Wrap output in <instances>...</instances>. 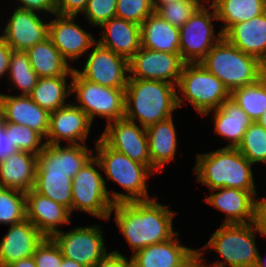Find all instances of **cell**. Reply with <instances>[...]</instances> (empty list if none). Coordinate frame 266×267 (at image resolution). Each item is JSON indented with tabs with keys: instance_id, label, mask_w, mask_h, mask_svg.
I'll return each instance as SVG.
<instances>
[{
	"instance_id": "d6986e66",
	"label": "cell",
	"mask_w": 266,
	"mask_h": 267,
	"mask_svg": "<svg viewBox=\"0 0 266 267\" xmlns=\"http://www.w3.org/2000/svg\"><path fill=\"white\" fill-rule=\"evenodd\" d=\"M216 191V192H215ZM204 200L226 216L222 224H246L254 222L257 192L238 188H216Z\"/></svg>"
},
{
	"instance_id": "cb8c5ba5",
	"label": "cell",
	"mask_w": 266,
	"mask_h": 267,
	"mask_svg": "<svg viewBox=\"0 0 266 267\" xmlns=\"http://www.w3.org/2000/svg\"><path fill=\"white\" fill-rule=\"evenodd\" d=\"M223 37L266 66V12L246 22L232 25Z\"/></svg>"
},
{
	"instance_id": "d6a6232c",
	"label": "cell",
	"mask_w": 266,
	"mask_h": 267,
	"mask_svg": "<svg viewBox=\"0 0 266 267\" xmlns=\"http://www.w3.org/2000/svg\"><path fill=\"white\" fill-rule=\"evenodd\" d=\"M33 190L64 205L71 212L72 178H69L65 172L36 171Z\"/></svg>"
},
{
	"instance_id": "4fadbf2b",
	"label": "cell",
	"mask_w": 266,
	"mask_h": 267,
	"mask_svg": "<svg viewBox=\"0 0 266 267\" xmlns=\"http://www.w3.org/2000/svg\"><path fill=\"white\" fill-rule=\"evenodd\" d=\"M184 64L180 53L141 47L128 61L129 78L160 80L177 86Z\"/></svg>"
},
{
	"instance_id": "484cf974",
	"label": "cell",
	"mask_w": 266,
	"mask_h": 267,
	"mask_svg": "<svg viewBox=\"0 0 266 267\" xmlns=\"http://www.w3.org/2000/svg\"><path fill=\"white\" fill-rule=\"evenodd\" d=\"M214 123V133L221 136L228 144L224 147L237 148L242 142L244 133L254 122L231 98L225 100L217 109L205 113Z\"/></svg>"
},
{
	"instance_id": "836d02e7",
	"label": "cell",
	"mask_w": 266,
	"mask_h": 267,
	"mask_svg": "<svg viewBox=\"0 0 266 267\" xmlns=\"http://www.w3.org/2000/svg\"><path fill=\"white\" fill-rule=\"evenodd\" d=\"M230 98L253 120L266 111V74L256 83L233 90Z\"/></svg>"
},
{
	"instance_id": "1f68e13d",
	"label": "cell",
	"mask_w": 266,
	"mask_h": 267,
	"mask_svg": "<svg viewBox=\"0 0 266 267\" xmlns=\"http://www.w3.org/2000/svg\"><path fill=\"white\" fill-rule=\"evenodd\" d=\"M68 76L42 77L38 79L37 85L28 95L42 109L49 113L67 105L66 98L71 95V82Z\"/></svg>"
},
{
	"instance_id": "e575fe53",
	"label": "cell",
	"mask_w": 266,
	"mask_h": 267,
	"mask_svg": "<svg viewBox=\"0 0 266 267\" xmlns=\"http://www.w3.org/2000/svg\"><path fill=\"white\" fill-rule=\"evenodd\" d=\"M7 77L9 84L21 92L18 95L27 96L37 85L39 79L25 51H12Z\"/></svg>"
},
{
	"instance_id": "2e32d148",
	"label": "cell",
	"mask_w": 266,
	"mask_h": 267,
	"mask_svg": "<svg viewBox=\"0 0 266 267\" xmlns=\"http://www.w3.org/2000/svg\"><path fill=\"white\" fill-rule=\"evenodd\" d=\"M92 122L87 114L73 101L50 113L46 144H85Z\"/></svg>"
},
{
	"instance_id": "f5cc1de1",
	"label": "cell",
	"mask_w": 266,
	"mask_h": 267,
	"mask_svg": "<svg viewBox=\"0 0 266 267\" xmlns=\"http://www.w3.org/2000/svg\"><path fill=\"white\" fill-rule=\"evenodd\" d=\"M172 1H175V0H152V5H153V8H154V11L160 6V5H163L165 3H169V2H172Z\"/></svg>"
},
{
	"instance_id": "7a4b0ae2",
	"label": "cell",
	"mask_w": 266,
	"mask_h": 267,
	"mask_svg": "<svg viewBox=\"0 0 266 267\" xmlns=\"http://www.w3.org/2000/svg\"><path fill=\"white\" fill-rule=\"evenodd\" d=\"M177 108V86L160 80L128 78L125 119L147 128L172 117Z\"/></svg>"
},
{
	"instance_id": "3957f363",
	"label": "cell",
	"mask_w": 266,
	"mask_h": 267,
	"mask_svg": "<svg viewBox=\"0 0 266 267\" xmlns=\"http://www.w3.org/2000/svg\"><path fill=\"white\" fill-rule=\"evenodd\" d=\"M252 166L237 148L222 147L196 154L192 170L196 181L209 190L226 187L256 192Z\"/></svg>"
},
{
	"instance_id": "f6af8a7d",
	"label": "cell",
	"mask_w": 266,
	"mask_h": 267,
	"mask_svg": "<svg viewBox=\"0 0 266 267\" xmlns=\"http://www.w3.org/2000/svg\"><path fill=\"white\" fill-rule=\"evenodd\" d=\"M4 115L0 106V163L6 160L10 155L17 153L19 150L13 147L10 140V133L5 130Z\"/></svg>"
},
{
	"instance_id": "9a60e30c",
	"label": "cell",
	"mask_w": 266,
	"mask_h": 267,
	"mask_svg": "<svg viewBox=\"0 0 266 267\" xmlns=\"http://www.w3.org/2000/svg\"><path fill=\"white\" fill-rule=\"evenodd\" d=\"M54 16L49 19L48 37L68 63L82 57L97 42L92 33L76 23V16Z\"/></svg>"
},
{
	"instance_id": "f907efd6",
	"label": "cell",
	"mask_w": 266,
	"mask_h": 267,
	"mask_svg": "<svg viewBox=\"0 0 266 267\" xmlns=\"http://www.w3.org/2000/svg\"><path fill=\"white\" fill-rule=\"evenodd\" d=\"M6 267H37L33 256L8 264Z\"/></svg>"
},
{
	"instance_id": "ac0fdd59",
	"label": "cell",
	"mask_w": 266,
	"mask_h": 267,
	"mask_svg": "<svg viewBox=\"0 0 266 267\" xmlns=\"http://www.w3.org/2000/svg\"><path fill=\"white\" fill-rule=\"evenodd\" d=\"M26 195V218L35 225L44 237L52 238L62 225L71 224L70 210L33 189Z\"/></svg>"
},
{
	"instance_id": "7c38bea8",
	"label": "cell",
	"mask_w": 266,
	"mask_h": 267,
	"mask_svg": "<svg viewBox=\"0 0 266 267\" xmlns=\"http://www.w3.org/2000/svg\"><path fill=\"white\" fill-rule=\"evenodd\" d=\"M92 48L85 54L87 57L83 70H74L90 82L105 87L126 88L129 78L128 60L98 42Z\"/></svg>"
},
{
	"instance_id": "ee69618b",
	"label": "cell",
	"mask_w": 266,
	"mask_h": 267,
	"mask_svg": "<svg viewBox=\"0 0 266 267\" xmlns=\"http://www.w3.org/2000/svg\"><path fill=\"white\" fill-rule=\"evenodd\" d=\"M88 0H56V14L62 16H78L83 13Z\"/></svg>"
},
{
	"instance_id": "ab89813d",
	"label": "cell",
	"mask_w": 266,
	"mask_h": 267,
	"mask_svg": "<svg viewBox=\"0 0 266 267\" xmlns=\"http://www.w3.org/2000/svg\"><path fill=\"white\" fill-rule=\"evenodd\" d=\"M153 12L152 0H117V18L141 25Z\"/></svg>"
},
{
	"instance_id": "ffe728a7",
	"label": "cell",
	"mask_w": 266,
	"mask_h": 267,
	"mask_svg": "<svg viewBox=\"0 0 266 267\" xmlns=\"http://www.w3.org/2000/svg\"><path fill=\"white\" fill-rule=\"evenodd\" d=\"M94 153L86 144H46L37 157L36 171L65 172L73 178Z\"/></svg>"
},
{
	"instance_id": "d590c367",
	"label": "cell",
	"mask_w": 266,
	"mask_h": 267,
	"mask_svg": "<svg viewBox=\"0 0 266 267\" xmlns=\"http://www.w3.org/2000/svg\"><path fill=\"white\" fill-rule=\"evenodd\" d=\"M26 219L24 192L0 187V224L13 225Z\"/></svg>"
},
{
	"instance_id": "816d5d0a",
	"label": "cell",
	"mask_w": 266,
	"mask_h": 267,
	"mask_svg": "<svg viewBox=\"0 0 266 267\" xmlns=\"http://www.w3.org/2000/svg\"><path fill=\"white\" fill-rule=\"evenodd\" d=\"M60 267H86L74 260L67 259L63 257L62 263Z\"/></svg>"
},
{
	"instance_id": "5bb4252c",
	"label": "cell",
	"mask_w": 266,
	"mask_h": 267,
	"mask_svg": "<svg viewBox=\"0 0 266 267\" xmlns=\"http://www.w3.org/2000/svg\"><path fill=\"white\" fill-rule=\"evenodd\" d=\"M100 138L112 149L147 166L154 174L150 160L146 128L125 118L106 123Z\"/></svg>"
},
{
	"instance_id": "e0dca14e",
	"label": "cell",
	"mask_w": 266,
	"mask_h": 267,
	"mask_svg": "<svg viewBox=\"0 0 266 267\" xmlns=\"http://www.w3.org/2000/svg\"><path fill=\"white\" fill-rule=\"evenodd\" d=\"M13 10L0 34L13 51H26L48 37L49 21L39 13L17 7Z\"/></svg>"
},
{
	"instance_id": "83f0119b",
	"label": "cell",
	"mask_w": 266,
	"mask_h": 267,
	"mask_svg": "<svg viewBox=\"0 0 266 267\" xmlns=\"http://www.w3.org/2000/svg\"><path fill=\"white\" fill-rule=\"evenodd\" d=\"M146 134L152 168L156 172H163V167L174 160L178 149L173 116L147 127Z\"/></svg>"
},
{
	"instance_id": "7402d4cb",
	"label": "cell",
	"mask_w": 266,
	"mask_h": 267,
	"mask_svg": "<svg viewBox=\"0 0 266 267\" xmlns=\"http://www.w3.org/2000/svg\"><path fill=\"white\" fill-rule=\"evenodd\" d=\"M0 106L6 122L25 125L40 133L44 139L46 138L50 113L42 109L29 96L0 93Z\"/></svg>"
},
{
	"instance_id": "f1b7e54d",
	"label": "cell",
	"mask_w": 266,
	"mask_h": 267,
	"mask_svg": "<svg viewBox=\"0 0 266 267\" xmlns=\"http://www.w3.org/2000/svg\"><path fill=\"white\" fill-rule=\"evenodd\" d=\"M25 52L28 54L32 69L39 78L73 76V66L63 58L49 37Z\"/></svg>"
},
{
	"instance_id": "4316f807",
	"label": "cell",
	"mask_w": 266,
	"mask_h": 267,
	"mask_svg": "<svg viewBox=\"0 0 266 267\" xmlns=\"http://www.w3.org/2000/svg\"><path fill=\"white\" fill-rule=\"evenodd\" d=\"M37 157L18 151L0 163V187L22 191L33 189L37 170Z\"/></svg>"
},
{
	"instance_id": "8992f818",
	"label": "cell",
	"mask_w": 266,
	"mask_h": 267,
	"mask_svg": "<svg viewBox=\"0 0 266 267\" xmlns=\"http://www.w3.org/2000/svg\"><path fill=\"white\" fill-rule=\"evenodd\" d=\"M260 233L254 223L222 224L202 247L220 255L221 260L207 267H256L259 251L255 236Z\"/></svg>"
},
{
	"instance_id": "bcb514c9",
	"label": "cell",
	"mask_w": 266,
	"mask_h": 267,
	"mask_svg": "<svg viewBox=\"0 0 266 267\" xmlns=\"http://www.w3.org/2000/svg\"><path fill=\"white\" fill-rule=\"evenodd\" d=\"M255 197L254 225L260 232L259 234L266 238V197ZM259 199V200H258Z\"/></svg>"
},
{
	"instance_id": "7bdbcfd3",
	"label": "cell",
	"mask_w": 266,
	"mask_h": 267,
	"mask_svg": "<svg viewBox=\"0 0 266 267\" xmlns=\"http://www.w3.org/2000/svg\"><path fill=\"white\" fill-rule=\"evenodd\" d=\"M12 1V0H11ZM20 4H18V3ZM16 7L36 13L56 14V0H15Z\"/></svg>"
},
{
	"instance_id": "6da1fadb",
	"label": "cell",
	"mask_w": 266,
	"mask_h": 267,
	"mask_svg": "<svg viewBox=\"0 0 266 267\" xmlns=\"http://www.w3.org/2000/svg\"><path fill=\"white\" fill-rule=\"evenodd\" d=\"M114 221L133 252L171 239L176 212L168 205L157 202L156 197L145 201L123 202L112 206L110 217Z\"/></svg>"
},
{
	"instance_id": "7dc6e473",
	"label": "cell",
	"mask_w": 266,
	"mask_h": 267,
	"mask_svg": "<svg viewBox=\"0 0 266 267\" xmlns=\"http://www.w3.org/2000/svg\"><path fill=\"white\" fill-rule=\"evenodd\" d=\"M126 258L118 250L109 252L94 267H132L131 258Z\"/></svg>"
},
{
	"instance_id": "60d3db41",
	"label": "cell",
	"mask_w": 266,
	"mask_h": 267,
	"mask_svg": "<svg viewBox=\"0 0 266 267\" xmlns=\"http://www.w3.org/2000/svg\"><path fill=\"white\" fill-rule=\"evenodd\" d=\"M117 0H88L82 15L89 24L100 27L104 22L116 17Z\"/></svg>"
},
{
	"instance_id": "4dcf8cb0",
	"label": "cell",
	"mask_w": 266,
	"mask_h": 267,
	"mask_svg": "<svg viewBox=\"0 0 266 267\" xmlns=\"http://www.w3.org/2000/svg\"><path fill=\"white\" fill-rule=\"evenodd\" d=\"M223 34L237 23L246 22L266 12V0H211Z\"/></svg>"
},
{
	"instance_id": "603a6c76",
	"label": "cell",
	"mask_w": 266,
	"mask_h": 267,
	"mask_svg": "<svg viewBox=\"0 0 266 267\" xmlns=\"http://www.w3.org/2000/svg\"><path fill=\"white\" fill-rule=\"evenodd\" d=\"M99 28L102 36L97 42L128 61L141 48V28L137 23L114 17Z\"/></svg>"
},
{
	"instance_id": "74e56055",
	"label": "cell",
	"mask_w": 266,
	"mask_h": 267,
	"mask_svg": "<svg viewBox=\"0 0 266 267\" xmlns=\"http://www.w3.org/2000/svg\"><path fill=\"white\" fill-rule=\"evenodd\" d=\"M4 128L6 133H10V140L13 147H16L19 151L39 155L46 145V142L43 141L44 137L40 133L25 125L5 122Z\"/></svg>"
},
{
	"instance_id": "5b68a950",
	"label": "cell",
	"mask_w": 266,
	"mask_h": 267,
	"mask_svg": "<svg viewBox=\"0 0 266 267\" xmlns=\"http://www.w3.org/2000/svg\"><path fill=\"white\" fill-rule=\"evenodd\" d=\"M199 63L221 80L230 93L256 83L266 74V66L262 62L244 53L224 37Z\"/></svg>"
},
{
	"instance_id": "d4e9b609",
	"label": "cell",
	"mask_w": 266,
	"mask_h": 267,
	"mask_svg": "<svg viewBox=\"0 0 266 267\" xmlns=\"http://www.w3.org/2000/svg\"><path fill=\"white\" fill-rule=\"evenodd\" d=\"M178 237L177 231L171 239L132 254V267H179L196 249L184 246Z\"/></svg>"
},
{
	"instance_id": "db71d44e",
	"label": "cell",
	"mask_w": 266,
	"mask_h": 267,
	"mask_svg": "<svg viewBox=\"0 0 266 267\" xmlns=\"http://www.w3.org/2000/svg\"><path fill=\"white\" fill-rule=\"evenodd\" d=\"M256 122L266 129V111L258 118Z\"/></svg>"
},
{
	"instance_id": "9c48e42d",
	"label": "cell",
	"mask_w": 266,
	"mask_h": 267,
	"mask_svg": "<svg viewBox=\"0 0 266 267\" xmlns=\"http://www.w3.org/2000/svg\"><path fill=\"white\" fill-rule=\"evenodd\" d=\"M70 82L71 95H76L77 106L92 123L96 116L106 119L107 123L124 118L126 88L105 87L90 82L75 70Z\"/></svg>"
},
{
	"instance_id": "ba28073f",
	"label": "cell",
	"mask_w": 266,
	"mask_h": 267,
	"mask_svg": "<svg viewBox=\"0 0 266 267\" xmlns=\"http://www.w3.org/2000/svg\"><path fill=\"white\" fill-rule=\"evenodd\" d=\"M100 169V162L93 155L72 178L71 214L73 210H80L99 220H110L114 204Z\"/></svg>"
},
{
	"instance_id": "277c9868",
	"label": "cell",
	"mask_w": 266,
	"mask_h": 267,
	"mask_svg": "<svg viewBox=\"0 0 266 267\" xmlns=\"http://www.w3.org/2000/svg\"><path fill=\"white\" fill-rule=\"evenodd\" d=\"M95 143V157L101 165L106 178L116 182L124 192H109L113 204L123 202L145 201L152 199L147 188V181L154 173L145 165L110 148L100 137Z\"/></svg>"
},
{
	"instance_id": "f35d334b",
	"label": "cell",
	"mask_w": 266,
	"mask_h": 267,
	"mask_svg": "<svg viewBox=\"0 0 266 267\" xmlns=\"http://www.w3.org/2000/svg\"><path fill=\"white\" fill-rule=\"evenodd\" d=\"M204 3V0H175L160 5L154 12L174 27L180 28Z\"/></svg>"
},
{
	"instance_id": "52a82bcc",
	"label": "cell",
	"mask_w": 266,
	"mask_h": 267,
	"mask_svg": "<svg viewBox=\"0 0 266 267\" xmlns=\"http://www.w3.org/2000/svg\"><path fill=\"white\" fill-rule=\"evenodd\" d=\"M177 89L178 109L188 102L202 117L219 108L231 94L224 83L200 63L184 64Z\"/></svg>"
},
{
	"instance_id": "681fc988",
	"label": "cell",
	"mask_w": 266,
	"mask_h": 267,
	"mask_svg": "<svg viewBox=\"0 0 266 267\" xmlns=\"http://www.w3.org/2000/svg\"><path fill=\"white\" fill-rule=\"evenodd\" d=\"M201 249V251H200ZM196 249L179 267H207L202 248Z\"/></svg>"
},
{
	"instance_id": "8d00e7d4",
	"label": "cell",
	"mask_w": 266,
	"mask_h": 267,
	"mask_svg": "<svg viewBox=\"0 0 266 267\" xmlns=\"http://www.w3.org/2000/svg\"><path fill=\"white\" fill-rule=\"evenodd\" d=\"M237 149L252 164H266V129L254 121Z\"/></svg>"
},
{
	"instance_id": "44dd1931",
	"label": "cell",
	"mask_w": 266,
	"mask_h": 267,
	"mask_svg": "<svg viewBox=\"0 0 266 267\" xmlns=\"http://www.w3.org/2000/svg\"><path fill=\"white\" fill-rule=\"evenodd\" d=\"M45 237L27 218L9 226L0 240V267L33 256Z\"/></svg>"
},
{
	"instance_id": "b9f144b4",
	"label": "cell",
	"mask_w": 266,
	"mask_h": 267,
	"mask_svg": "<svg viewBox=\"0 0 266 267\" xmlns=\"http://www.w3.org/2000/svg\"><path fill=\"white\" fill-rule=\"evenodd\" d=\"M33 258L37 267H60L63 255L53 238L45 237L37 245Z\"/></svg>"
},
{
	"instance_id": "c3c4849f",
	"label": "cell",
	"mask_w": 266,
	"mask_h": 267,
	"mask_svg": "<svg viewBox=\"0 0 266 267\" xmlns=\"http://www.w3.org/2000/svg\"><path fill=\"white\" fill-rule=\"evenodd\" d=\"M12 47L0 37V78L8 74Z\"/></svg>"
},
{
	"instance_id": "30bf717a",
	"label": "cell",
	"mask_w": 266,
	"mask_h": 267,
	"mask_svg": "<svg viewBox=\"0 0 266 267\" xmlns=\"http://www.w3.org/2000/svg\"><path fill=\"white\" fill-rule=\"evenodd\" d=\"M216 20L215 8L210 2H205L179 28V51L185 63H199L223 38L221 30L217 34L214 32L213 21Z\"/></svg>"
},
{
	"instance_id": "8fae6325",
	"label": "cell",
	"mask_w": 266,
	"mask_h": 267,
	"mask_svg": "<svg viewBox=\"0 0 266 267\" xmlns=\"http://www.w3.org/2000/svg\"><path fill=\"white\" fill-rule=\"evenodd\" d=\"M52 238L60 247L63 257L86 267H94L109 253L105 247L102 225L60 230Z\"/></svg>"
},
{
	"instance_id": "f546056e",
	"label": "cell",
	"mask_w": 266,
	"mask_h": 267,
	"mask_svg": "<svg viewBox=\"0 0 266 267\" xmlns=\"http://www.w3.org/2000/svg\"><path fill=\"white\" fill-rule=\"evenodd\" d=\"M141 47L167 53H180L179 28L153 12L141 25Z\"/></svg>"
},
{
	"instance_id": "11a10c76",
	"label": "cell",
	"mask_w": 266,
	"mask_h": 267,
	"mask_svg": "<svg viewBox=\"0 0 266 267\" xmlns=\"http://www.w3.org/2000/svg\"><path fill=\"white\" fill-rule=\"evenodd\" d=\"M266 260V259H265ZM261 255L259 254L258 261L256 264V267H266V261H265Z\"/></svg>"
}]
</instances>
